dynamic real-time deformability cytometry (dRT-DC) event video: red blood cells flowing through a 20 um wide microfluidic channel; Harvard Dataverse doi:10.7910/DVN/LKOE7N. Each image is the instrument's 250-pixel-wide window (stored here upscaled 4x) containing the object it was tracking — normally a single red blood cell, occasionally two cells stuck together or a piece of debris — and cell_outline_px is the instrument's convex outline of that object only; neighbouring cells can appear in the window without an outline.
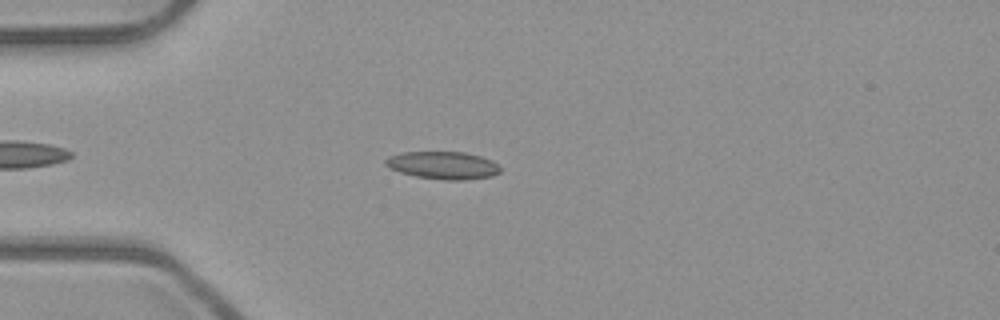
{"species": "common noctule bat (a hibernating species)", "species_latin": "Nyctalus noctula", "temperature_condition": "room temperature", "stored_images_in_passage": 2, "camera_frame_rate_fps": 3000, "um_per_image_px": 0.085, "animal": {"sex": "male", "body_mass_g": 23.1, "forearm_length_mm": 52.7}, "frame": {"image": 1, "passage_image": 2, "time_ms": 0.333, "image_size_px": [1000, 320], "cell_outline_px": [[500, 172], [492, 176], [464, 180], [444, 180], [416, 176], [400, 172], [384, 164], [384, 160], [388, 156], [404, 152], [464, 152], [480, 156], [492, 160], [500, 164]], "centroid_in_image_um": [37.69, 14.05], "position_along_channel_um": 47.3, "area_um2": 18.5}}